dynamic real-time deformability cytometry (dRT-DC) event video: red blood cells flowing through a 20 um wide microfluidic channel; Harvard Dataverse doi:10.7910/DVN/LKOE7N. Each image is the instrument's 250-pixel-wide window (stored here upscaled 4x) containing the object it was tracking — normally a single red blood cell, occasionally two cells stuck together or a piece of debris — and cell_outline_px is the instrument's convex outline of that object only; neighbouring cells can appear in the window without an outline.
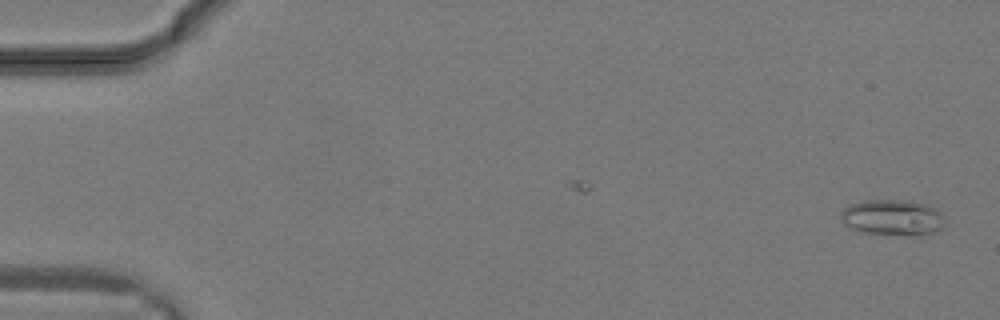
{"species": "common noctule bat (a hibernating species)", "species_latin": "Nyctalus noctula", "temperature_condition": "warm", "stored_images_in_passage": 21, "camera_frame_rate_fps": 3000, "um_per_image_px": 0.085, "animal": {"sex": "male", "body_mass_g": 19.2, "forearm_length_mm": 51.8}, "frame": {"image": 1, "passage_image": 1, "time_ms": 0.0, "image_size_px": [1000, 320], "cell_outline_px": [[944, 224], [940, 228], [932, 232], [920, 236], [864, 232], [852, 228], [844, 224], [840, 220], [840, 212], [848, 204], [860, 200], [912, 200], [928, 204], [940, 212], [944, 216]], "centroid_in_image_um": [75.85, 18.46], "position_along_channel_um": 9.2, "area_um2": 21.96}}
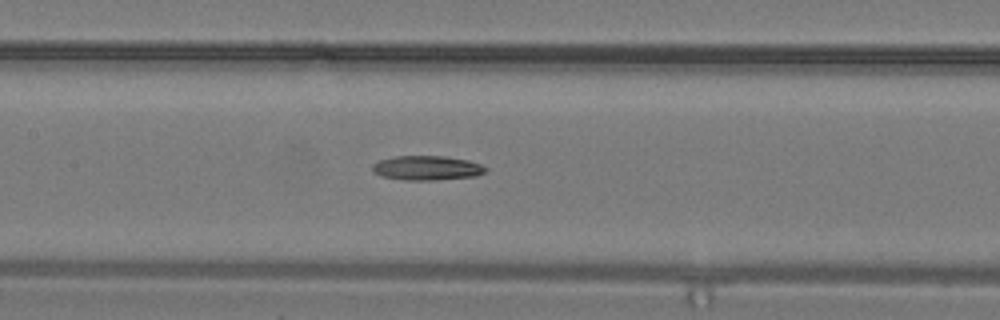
{"frame": {"image": 2, "passage_image": 15, "time_ms": 4.667, "image_size_px": [1000, 320], "cell_outline_px": [[488, 168], [484, 172], [476, 176], [436, 180], [404, 180], [380, 176], [372, 172], [372, 164], [380, 160], [396, 156], [444, 156], [468, 160], [480, 164]], "centroid_in_image_um": [36.26, 14.28], "position_along_channel_um": 171.1, "area_um2": 16.18}}
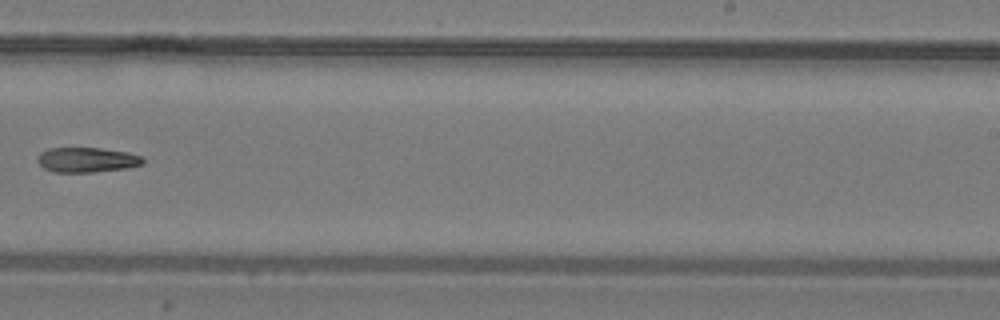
{"frame": {"image": 3, "passage_image": 20, "time_ms": 6.333, "image_size_px": [1000, 320], "cell_outline_px": [[144, 164], [128, 168], [92, 172], [56, 172], [44, 168], [36, 160], [40, 152], [48, 148], [100, 148], [128, 152], [140, 156], [144, 160]], "centroid_in_image_um": [7.39, 13.58], "position_along_channel_um": 281.6, "area_um2": 15.32}}